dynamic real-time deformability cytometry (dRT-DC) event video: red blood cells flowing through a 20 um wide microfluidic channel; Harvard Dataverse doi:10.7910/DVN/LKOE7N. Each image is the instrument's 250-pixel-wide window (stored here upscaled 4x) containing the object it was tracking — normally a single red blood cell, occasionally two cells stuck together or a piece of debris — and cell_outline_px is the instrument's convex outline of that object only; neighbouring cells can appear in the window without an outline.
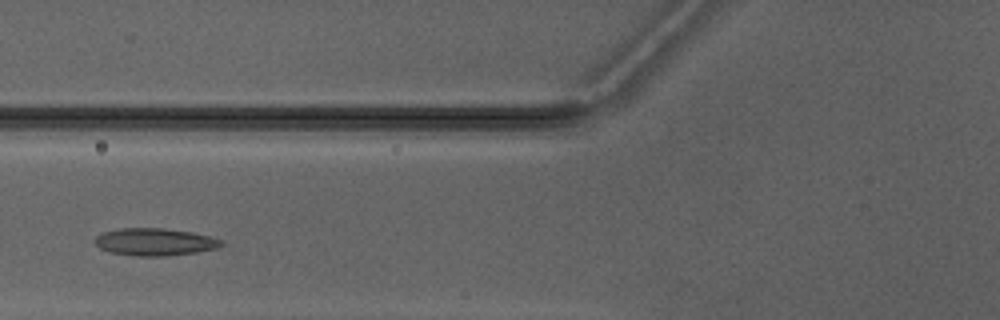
{"species": "Egyptian fruit bat (a non-hibernating species)", "species_latin": "Rousettus aegyptiacus", "temperature_condition": "warm", "stored_images_in_passage": 3, "camera_frame_rate_fps": 3000, "um_per_image_px": 0.085, "animal": {"sex": "male"}, "frame": {"image": 1, "passage_image": 3, "time_ms": 2.333, "image_size_px": [1000, 320], "cell_outline_px": [[224, 244], [216, 248], [196, 252], [164, 256], [136, 256], [108, 252], [100, 248], [96, 244], [96, 236], [104, 232], [120, 228], [164, 228], [192, 232], [224, 240]], "centroid_in_image_um": [13.17, 20.56], "position_along_channel_um": 112.6, "area_um2": 20.11}}